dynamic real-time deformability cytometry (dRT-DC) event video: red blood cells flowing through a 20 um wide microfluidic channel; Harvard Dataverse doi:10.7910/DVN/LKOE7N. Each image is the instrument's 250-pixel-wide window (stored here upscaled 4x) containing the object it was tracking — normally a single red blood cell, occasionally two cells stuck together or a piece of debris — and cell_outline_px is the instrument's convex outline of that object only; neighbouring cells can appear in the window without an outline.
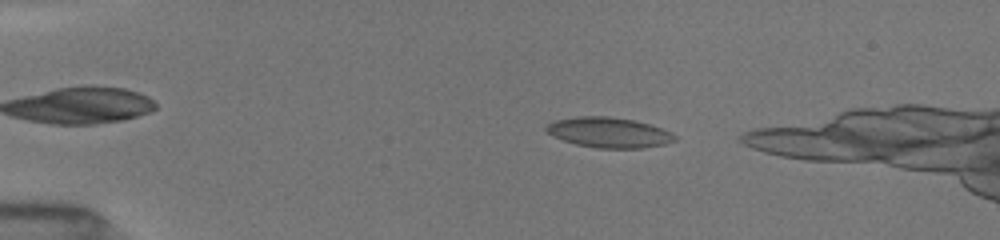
{"species": "common noctule bat (a hibernating species)", "species_latin": "Nyctalus noctula", "temperature_condition": "room temperature", "stored_images_in_passage": 42, "camera_frame_rate_fps": 3000, "um_per_image_px": 0.085, "animal": {"sex": "female", "body_mass_g": 19.5, "forearm_length_mm": 54.1}, "frame": {"image": 1, "passage_image": 6, "time_ms": 1.667, "image_size_px": [1000, 240], "cell_outline_px": [[676, 140], [664, 144], [644, 148], [596, 148], [576, 144], [552, 136], [544, 128], [548, 124], [556, 120], [576, 116], [608, 116], [632, 120], [648, 124], [672, 132], [676, 136]], "centroid_in_image_um": [51.75, 11.26], "position_along_channel_um": 33.3, "area_um2": 22.54}}
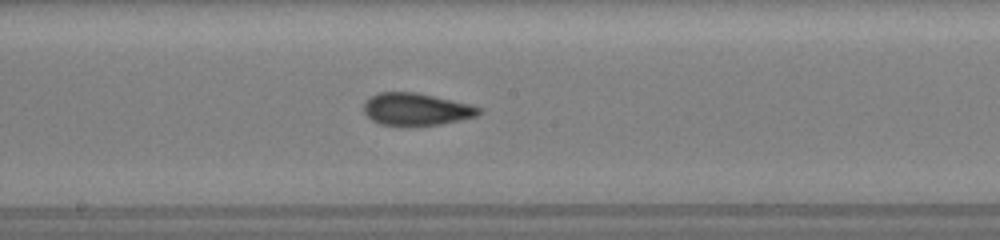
{"frame": {"image": 2, "passage_image": 24, "time_ms": 7.667, "image_size_px": [1000, 240], "cell_outline_px": [[484, 108], [476, 116], [460, 120], [440, 124], [380, 124], [372, 120], [364, 112], [364, 104], [376, 92], [416, 92], [472, 104]], "centroid_in_image_um": [35.42, 9.26], "position_along_channel_um": 212.8, "area_um2": 21.33}}
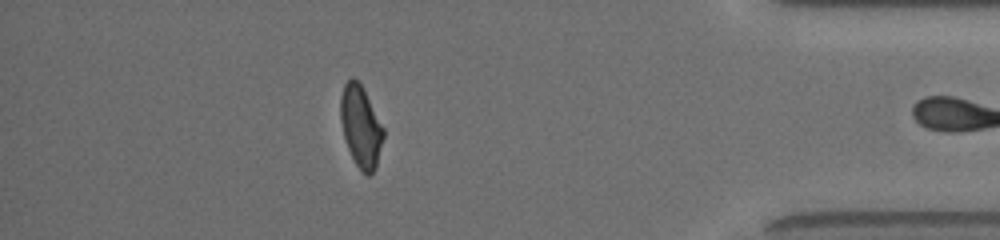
{"frame": {"image": 3, "passage_image": 41, "time_ms": 13.333, "image_size_px": [1000, 240], "cell_outline_px": [[384, 136], [376, 168], [368, 176], [356, 164], [348, 148], [344, 136], [340, 120], [340, 96], [344, 84], [352, 76], [360, 80], [384, 128]], "centroid_in_image_um": [30.67, 10.68], "position_along_channel_um": 404.5, "area_um2": 20.52}}